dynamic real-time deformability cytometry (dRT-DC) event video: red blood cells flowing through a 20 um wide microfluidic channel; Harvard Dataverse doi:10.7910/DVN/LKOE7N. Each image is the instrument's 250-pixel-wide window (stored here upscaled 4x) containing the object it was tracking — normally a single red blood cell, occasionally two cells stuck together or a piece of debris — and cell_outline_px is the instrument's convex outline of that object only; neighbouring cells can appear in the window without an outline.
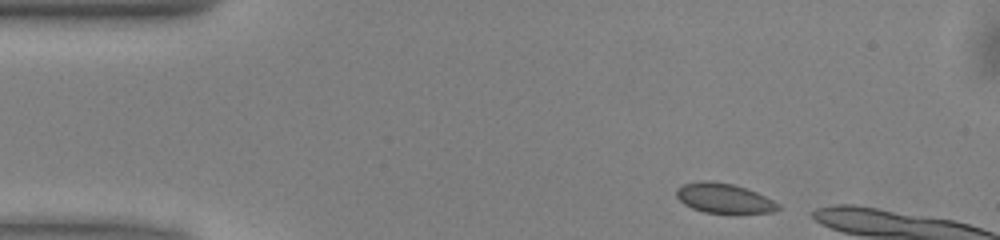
{"species": "common noctule bat (a hibernating species)", "species_latin": "Nyctalus noctula", "temperature_condition": "warm", "stored_images_in_passage": 7, "camera_frame_rate_fps": 3000, "um_per_image_px": 0.085, "animal": {"sex": "male", "body_mass_g": 13.0, "forearm_length_mm": 53.1}, "frame": {"image": 1, "passage_image": 1, "time_ms": 0.0, "image_size_px": [1000, 240], "cell_outline_px": [[780, 208], [772, 212], [732, 216], [728, 216], [704, 212], [692, 208], [684, 204], [676, 196], [676, 188], [684, 184], [700, 180], [708, 180], [732, 184], [756, 192], [780, 204]], "centroid_in_image_um": [61.55, 16.9], "position_along_channel_um": 23.5, "area_um2": 18.32}}